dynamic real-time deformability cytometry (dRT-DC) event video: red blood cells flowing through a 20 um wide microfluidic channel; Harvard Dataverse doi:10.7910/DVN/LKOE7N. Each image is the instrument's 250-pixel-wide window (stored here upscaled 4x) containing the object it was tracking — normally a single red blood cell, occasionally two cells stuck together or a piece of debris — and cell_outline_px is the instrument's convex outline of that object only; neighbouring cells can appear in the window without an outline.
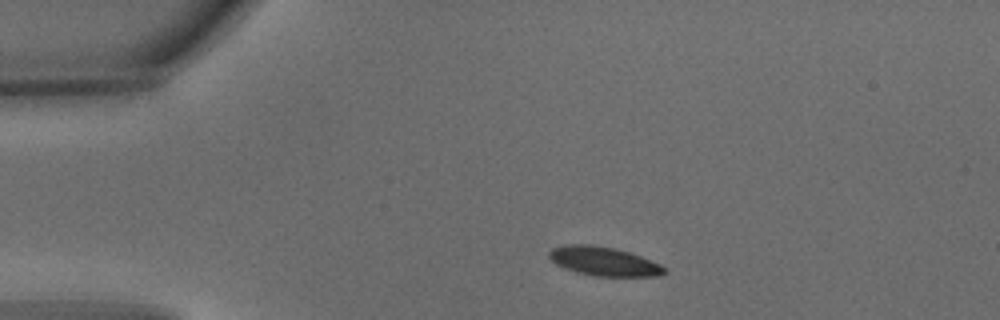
{"species": "common noctule bat (a hibernating species)", "species_latin": "Nyctalus noctula", "temperature_condition": "warm", "stored_images_in_passage": 4, "camera_frame_rate_fps": 3000, "um_per_image_px": 0.085, "animal": {"sex": "male", "body_mass_g": 15.6}, "frame": {"image": 1, "passage_image": 1, "time_ms": 0.0, "image_size_px": [1000, 320], "cell_outline_px": [[668, 272], [656, 276], [596, 276], [576, 272], [564, 268], [556, 264], [548, 256], [548, 252], [552, 248], [564, 244], [592, 244], [616, 248], [640, 256], [660, 264], [668, 268]], "centroid_in_image_um": [51.32, 22.2], "position_along_channel_um": 33.7, "area_um2": 19.59}}
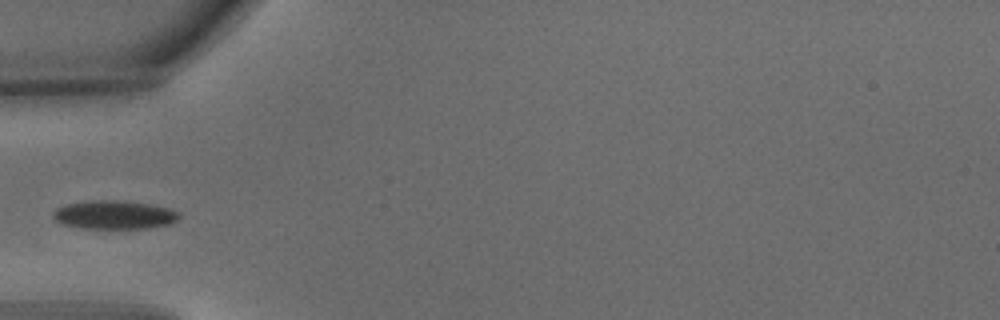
{"frame": {"image": 2, "passage_image": 3, "time_ms": 0.667, "image_size_px": [1000, 320], "cell_outline_px": [[180, 216], [176, 220], [168, 224], [148, 228], [84, 228], [64, 224], [56, 220], [52, 216], [52, 212], [56, 208], [68, 204], [92, 200], [120, 200], [148, 204], [168, 208], [180, 212]], "centroid_in_image_um": [9.71, 18.25], "position_along_channel_um": 75.3, "area_um2": 20.75}}
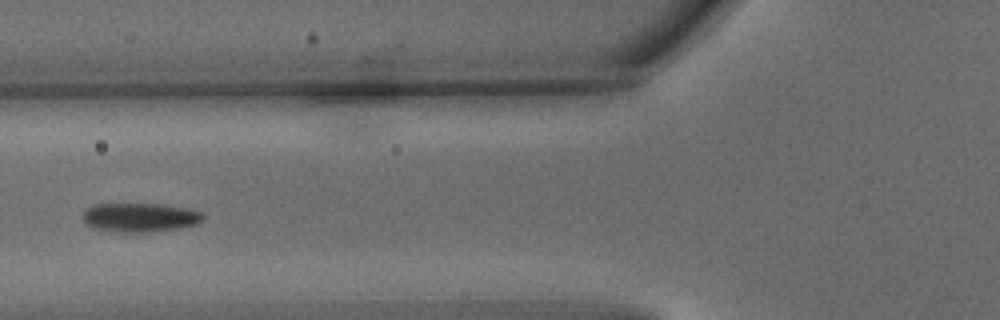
{"frame": {"image": 3, "passage_image": 4, "time_ms": 1.0, "image_size_px": [1000, 320], "cell_outline_px": [[204, 220], [196, 224], [180, 228], [144, 232], [120, 232], [92, 228], [84, 220], [84, 212], [92, 204], [160, 204], [188, 208], [204, 212]], "centroid_in_image_um": [11.95, 18.47], "position_along_channel_um": 113.9, "area_um2": 20.29}}